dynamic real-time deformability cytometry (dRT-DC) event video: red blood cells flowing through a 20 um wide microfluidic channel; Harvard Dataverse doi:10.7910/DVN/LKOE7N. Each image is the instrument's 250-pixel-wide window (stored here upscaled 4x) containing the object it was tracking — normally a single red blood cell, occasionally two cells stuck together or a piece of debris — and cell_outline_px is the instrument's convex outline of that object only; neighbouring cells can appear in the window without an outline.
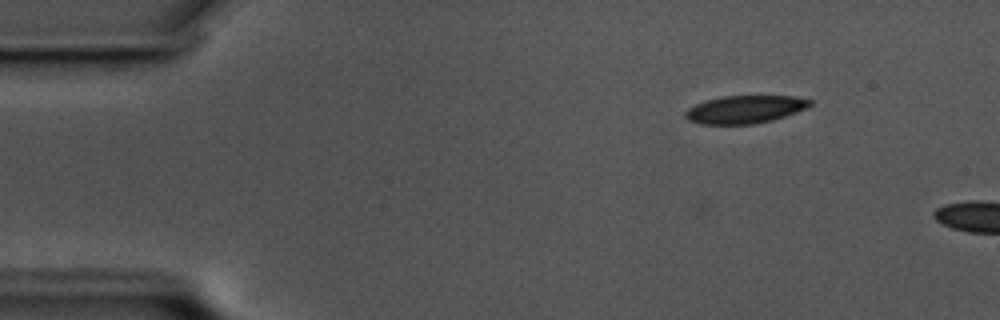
{"species": "common noctule bat (a hibernating species)", "species_latin": "Nyctalus noctula", "temperature_condition": "cold", "stored_images_in_passage": 2, "camera_frame_rate_fps": 3000, "um_per_image_px": 0.085, "animal": {"sex": "male", "body_mass_g": 17.5, "forearm_length_mm": 52.3}, "frame": {"image": 1, "passage_image": 2, "time_ms": 0.333, "image_size_px": [1000, 320], "cell_outline_px": [[812, 104], [808, 108], [772, 120], [756, 124], [700, 124], [688, 120], [684, 116], [684, 112], [688, 108], [696, 104], [720, 96], [792, 96], [812, 100]], "centroid_in_image_um": [63.31, 9.3], "position_along_channel_um": 21.7, "area_um2": 20.23}}